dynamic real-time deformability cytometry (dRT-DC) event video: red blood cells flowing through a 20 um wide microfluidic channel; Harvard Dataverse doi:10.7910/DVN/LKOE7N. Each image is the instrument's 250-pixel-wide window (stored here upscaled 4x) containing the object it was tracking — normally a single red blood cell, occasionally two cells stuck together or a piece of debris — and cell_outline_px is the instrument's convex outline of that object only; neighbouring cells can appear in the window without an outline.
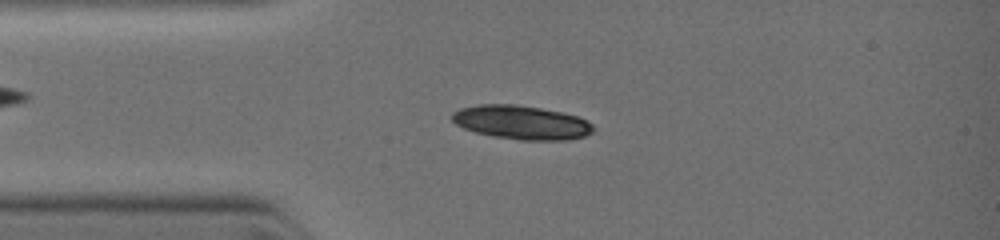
{"species": "common noctule bat (a hibernating species)", "species_latin": "Nyctalus noctula", "temperature_condition": "warm", "stored_images_in_passage": 6, "camera_frame_rate_fps": 3000, "um_per_image_px": 0.085, "animal": {"sex": "female", "body_mass_g": 19.0, "forearm_length_mm": 51.5}, "frame": {"image": 1, "passage_image": 5, "time_ms": 1.667, "image_size_px": [1000, 240], "cell_outline_px": [[596, 128], [592, 132], [584, 136], [564, 140], [520, 140], [496, 136], [476, 132], [464, 128], [456, 124], [452, 120], [452, 112], [460, 108], [480, 104], [516, 104], [564, 112], [588, 120]], "centroid_in_image_um": [44.34, 10.39], "position_along_channel_um": 40.7, "area_um2": 27.86}}